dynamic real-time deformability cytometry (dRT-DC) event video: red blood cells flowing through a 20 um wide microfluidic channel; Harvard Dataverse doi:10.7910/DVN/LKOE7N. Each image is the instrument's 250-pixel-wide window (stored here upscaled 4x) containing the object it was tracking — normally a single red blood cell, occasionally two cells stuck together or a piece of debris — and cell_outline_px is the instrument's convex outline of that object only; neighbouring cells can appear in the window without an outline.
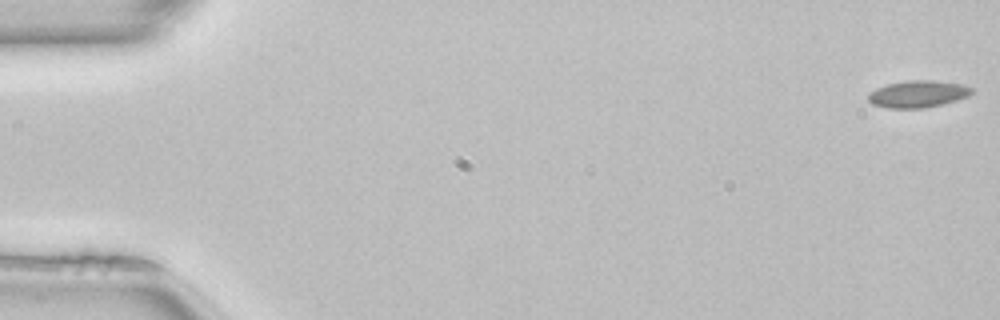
{"species": "common noctule bat (a hibernating species)", "species_latin": "Nyctalus noctula", "temperature_condition": "room temperature", "stored_images_in_passage": 51, "camera_frame_rate_fps": 3000, "um_per_image_px": 0.085, "animal": {"sex": "female", "body_mass_g": 22.7, "forearm_length_mm": 54.2}, "frame": {"image": 1, "passage_image": 1, "time_ms": 0.0, "image_size_px": [1000, 320], "cell_outline_px": [[972, 92], [968, 96], [956, 100], [924, 108], [888, 108], [872, 104], [868, 100], [868, 92], [876, 88], [888, 84], [908, 80], [932, 80], [960, 84], [972, 88]], "centroid_in_image_um": [77.97, 7.99], "position_along_channel_um": 7.0, "area_um2": 16.13}}
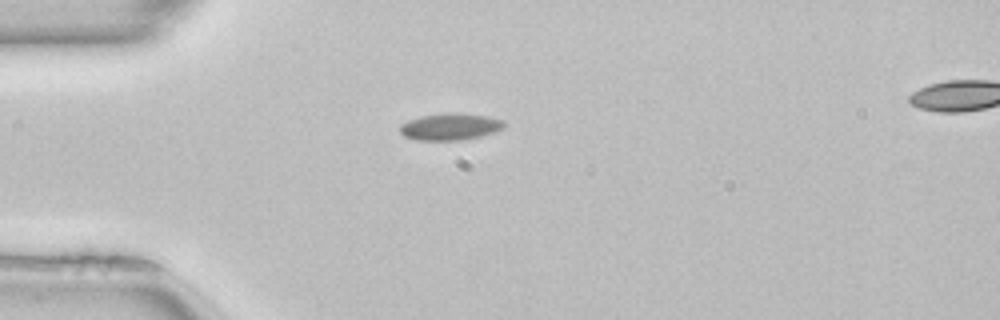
{"frame": {"image": 2, "passage_image": 14, "time_ms": 4.333, "image_size_px": [1000, 320], "cell_outline_px": [[504, 128], [496, 132], [480, 136], [460, 140], [416, 140], [404, 136], [400, 132], [400, 124], [408, 120], [420, 116], [448, 112], [456, 112], [488, 116], [504, 120]], "centroid_in_image_um": [38.27, 10.76], "position_along_channel_um": 46.7, "area_um2": 16.47}}
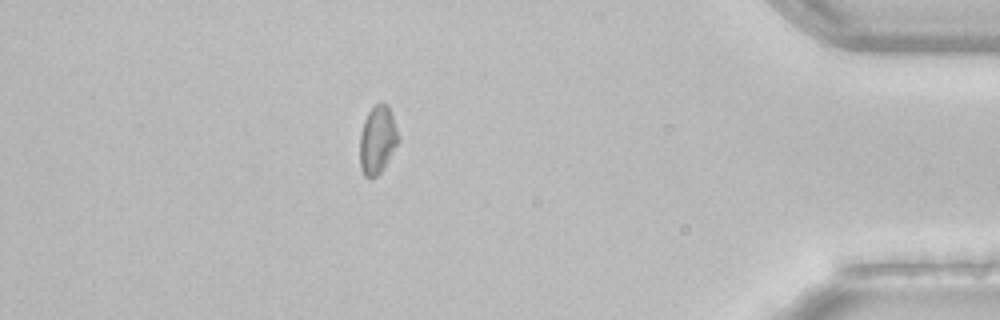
{"frame": {"image": 3, "passage_image": 45, "time_ms": 14.667, "image_size_px": [1000, 320], "cell_outline_px": [[400, 140], [380, 172], [376, 176], [364, 176], [360, 164], [360, 132], [364, 120], [368, 112], [376, 104], [388, 104], [392, 112]], "centroid_in_image_um": [32.09, 11.85], "position_along_channel_um": 403.1, "area_um2": 15.09}, "authors_computed_cell_mechanics": {"area_um2": 15.606, "velocity_mm_per_s": 4.0394, "shape_relaxation_time_tau1_ms": 2.8218, "shape_relaxation_time_tau2_ms": null, "deformation_change_tau1": 0.0658, "deformation_change_tau2": null}}